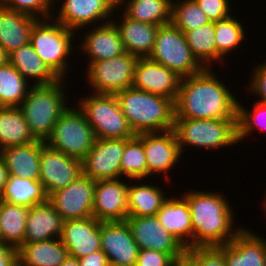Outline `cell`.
<instances>
[{"mask_svg": "<svg viewBox=\"0 0 266 266\" xmlns=\"http://www.w3.org/2000/svg\"><path fill=\"white\" fill-rule=\"evenodd\" d=\"M216 70L205 68L198 74L181 78L174 102L175 118L237 119V93L231 88L232 84L229 85L231 80H224V75L222 80Z\"/></svg>", "mask_w": 266, "mask_h": 266, "instance_id": "1", "label": "cell"}, {"mask_svg": "<svg viewBox=\"0 0 266 266\" xmlns=\"http://www.w3.org/2000/svg\"><path fill=\"white\" fill-rule=\"evenodd\" d=\"M214 191L189 188L187 192L181 193L191 212L193 248L227 244L245 227L235 223V207L226 194Z\"/></svg>", "mask_w": 266, "mask_h": 266, "instance_id": "2", "label": "cell"}, {"mask_svg": "<svg viewBox=\"0 0 266 266\" xmlns=\"http://www.w3.org/2000/svg\"><path fill=\"white\" fill-rule=\"evenodd\" d=\"M116 96L135 135L174 129L173 100L133 87L118 92Z\"/></svg>", "mask_w": 266, "mask_h": 266, "instance_id": "3", "label": "cell"}, {"mask_svg": "<svg viewBox=\"0 0 266 266\" xmlns=\"http://www.w3.org/2000/svg\"><path fill=\"white\" fill-rule=\"evenodd\" d=\"M67 83V80L59 79L47 85H31L28 89L20 109L37 140H47L58 118L71 105L70 101L68 102V99H72L68 94Z\"/></svg>", "mask_w": 266, "mask_h": 266, "instance_id": "4", "label": "cell"}, {"mask_svg": "<svg viewBox=\"0 0 266 266\" xmlns=\"http://www.w3.org/2000/svg\"><path fill=\"white\" fill-rule=\"evenodd\" d=\"M76 38V31L66 28L51 17L48 19H38L34 23L30 36V44L59 79L66 80L68 76L69 80V73H71L70 71L73 72L72 69L74 68L69 61L74 56H80L77 53ZM74 52L77 54L73 55Z\"/></svg>", "mask_w": 266, "mask_h": 266, "instance_id": "5", "label": "cell"}, {"mask_svg": "<svg viewBox=\"0 0 266 266\" xmlns=\"http://www.w3.org/2000/svg\"><path fill=\"white\" fill-rule=\"evenodd\" d=\"M174 130L182 156L186 155L184 152L189 151V147L194 152L195 149L221 152L226 148L231 151V146L239 144L237 119L175 118Z\"/></svg>", "mask_w": 266, "mask_h": 266, "instance_id": "6", "label": "cell"}, {"mask_svg": "<svg viewBox=\"0 0 266 266\" xmlns=\"http://www.w3.org/2000/svg\"><path fill=\"white\" fill-rule=\"evenodd\" d=\"M85 93L72 102L84 113L96 138L130 139L135 136L115 94Z\"/></svg>", "mask_w": 266, "mask_h": 266, "instance_id": "7", "label": "cell"}, {"mask_svg": "<svg viewBox=\"0 0 266 266\" xmlns=\"http://www.w3.org/2000/svg\"><path fill=\"white\" fill-rule=\"evenodd\" d=\"M73 106V107H72ZM94 129L76 104L58 118L45 144L62 153L82 160L96 141Z\"/></svg>", "mask_w": 266, "mask_h": 266, "instance_id": "8", "label": "cell"}, {"mask_svg": "<svg viewBox=\"0 0 266 266\" xmlns=\"http://www.w3.org/2000/svg\"><path fill=\"white\" fill-rule=\"evenodd\" d=\"M149 58L181 78L202 72L205 67L194 56L184 33L172 23L159 26Z\"/></svg>", "mask_w": 266, "mask_h": 266, "instance_id": "9", "label": "cell"}, {"mask_svg": "<svg viewBox=\"0 0 266 266\" xmlns=\"http://www.w3.org/2000/svg\"><path fill=\"white\" fill-rule=\"evenodd\" d=\"M137 60V56L125 52L111 59L89 63L83 75L86 88L90 87L88 92L116 95L132 87Z\"/></svg>", "mask_w": 266, "mask_h": 266, "instance_id": "10", "label": "cell"}, {"mask_svg": "<svg viewBox=\"0 0 266 266\" xmlns=\"http://www.w3.org/2000/svg\"><path fill=\"white\" fill-rule=\"evenodd\" d=\"M143 149L147 161V179H155L156 176L162 175L164 188V185L170 184V179L174 177L170 176L173 175L172 170L176 172L178 166L182 170L179 164L183 163L181 161L184 157L180 152L175 130L143 133Z\"/></svg>", "mask_w": 266, "mask_h": 266, "instance_id": "11", "label": "cell"}, {"mask_svg": "<svg viewBox=\"0 0 266 266\" xmlns=\"http://www.w3.org/2000/svg\"><path fill=\"white\" fill-rule=\"evenodd\" d=\"M116 8L114 0H54L52 18L78 32L111 21Z\"/></svg>", "mask_w": 266, "mask_h": 266, "instance_id": "12", "label": "cell"}, {"mask_svg": "<svg viewBox=\"0 0 266 266\" xmlns=\"http://www.w3.org/2000/svg\"><path fill=\"white\" fill-rule=\"evenodd\" d=\"M125 221L140 250L152 249L168 253L175 260L186 255L187 248L160 224L157 215L127 216Z\"/></svg>", "mask_w": 266, "mask_h": 266, "instance_id": "13", "label": "cell"}, {"mask_svg": "<svg viewBox=\"0 0 266 266\" xmlns=\"http://www.w3.org/2000/svg\"><path fill=\"white\" fill-rule=\"evenodd\" d=\"M95 181L80 175L68 186L48 195V201L64 220L93 216Z\"/></svg>", "mask_w": 266, "mask_h": 266, "instance_id": "14", "label": "cell"}, {"mask_svg": "<svg viewBox=\"0 0 266 266\" xmlns=\"http://www.w3.org/2000/svg\"><path fill=\"white\" fill-rule=\"evenodd\" d=\"M82 29L84 30L77 32V49L80 50L77 52L84 54L83 59L79 61L87 57L85 67L89 63L111 59L125 53L118 28L112 20ZM83 31L85 32L82 33Z\"/></svg>", "mask_w": 266, "mask_h": 266, "instance_id": "15", "label": "cell"}, {"mask_svg": "<svg viewBox=\"0 0 266 266\" xmlns=\"http://www.w3.org/2000/svg\"><path fill=\"white\" fill-rule=\"evenodd\" d=\"M128 140L97 138L82 159L83 174L94 181L121 178V160Z\"/></svg>", "mask_w": 266, "mask_h": 266, "instance_id": "16", "label": "cell"}, {"mask_svg": "<svg viewBox=\"0 0 266 266\" xmlns=\"http://www.w3.org/2000/svg\"><path fill=\"white\" fill-rule=\"evenodd\" d=\"M82 174V160L53 149L43 141L39 181L43 184L47 195L68 186Z\"/></svg>", "mask_w": 266, "mask_h": 266, "instance_id": "17", "label": "cell"}, {"mask_svg": "<svg viewBox=\"0 0 266 266\" xmlns=\"http://www.w3.org/2000/svg\"><path fill=\"white\" fill-rule=\"evenodd\" d=\"M128 184L129 179L122 177L95 181L93 217L101 222L125 221L128 216Z\"/></svg>", "mask_w": 266, "mask_h": 266, "instance_id": "18", "label": "cell"}, {"mask_svg": "<svg viewBox=\"0 0 266 266\" xmlns=\"http://www.w3.org/2000/svg\"><path fill=\"white\" fill-rule=\"evenodd\" d=\"M180 81L181 77L174 71L149 57H138L134 68L133 88L164 96L175 102Z\"/></svg>", "mask_w": 266, "mask_h": 266, "instance_id": "19", "label": "cell"}, {"mask_svg": "<svg viewBox=\"0 0 266 266\" xmlns=\"http://www.w3.org/2000/svg\"><path fill=\"white\" fill-rule=\"evenodd\" d=\"M100 237L109 264L136 265L140 249L126 221L102 222Z\"/></svg>", "mask_w": 266, "mask_h": 266, "instance_id": "20", "label": "cell"}, {"mask_svg": "<svg viewBox=\"0 0 266 266\" xmlns=\"http://www.w3.org/2000/svg\"><path fill=\"white\" fill-rule=\"evenodd\" d=\"M251 229L244 227L229 243L216 247L226 266H266L265 236Z\"/></svg>", "mask_w": 266, "mask_h": 266, "instance_id": "21", "label": "cell"}, {"mask_svg": "<svg viewBox=\"0 0 266 266\" xmlns=\"http://www.w3.org/2000/svg\"><path fill=\"white\" fill-rule=\"evenodd\" d=\"M101 223L93 216L64 221L60 240L70 257L80 259L101 250Z\"/></svg>", "mask_w": 266, "mask_h": 266, "instance_id": "22", "label": "cell"}, {"mask_svg": "<svg viewBox=\"0 0 266 266\" xmlns=\"http://www.w3.org/2000/svg\"><path fill=\"white\" fill-rule=\"evenodd\" d=\"M112 21L118 28L125 52L137 57H149L155 44L158 25L133 20L119 7L115 9Z\"/></svg>", "mask_w": 266, "mask_h": 266, "instance_id": "23", "label": "cell"}, {"mask_svg": "<svg viewBox=\"0 0 266 266\" xmlns=\"http://www.w3.org/2000/svg\"><path fill=\"white\" fill-rule=\"evenodd\" d=\"M156 215L160 224L187 249L193 248L191 212L187 200L180 193L176 196L169 192V197Z\"/></svg>", "mask_w": 266, "mask_h": 266, "instance_id": "24", "label": "cell"}, {"mask_svg": "<svg viewBox=\"0 0 266 266\" xmlns=\"http://www.w3.org/2000/svg\"><path fill=\"white\" fill-rule=\"evenodd\" d=\"M150 180L149 182V179H129L128 216H154L169 197L168 190L164 191L159 186L160 182L156 185L155 181H152L154 179Z\"/></svg>", "mask_w": 266, "mask_h": 266, "instance_id": "25", "label": "cell"}, {"mask_svg": "<svg viewBox=\"0 0 266 266\" xmlns=\"http://www.w3.org/2000/svg\"><path fill=\"white\" fill-rule=\"evenodd\" d=\"M64 221L48 200L29 208L24 243L60 238Z\"/></svg>", "mask_w": 266, "mask_h": 266, "instance_id": "26", "label": "cell"}, {"mask_svg": "<svg viewBox=\"0 0 266 266\" xmlns=\"http://www.w3.org/2000/svg\"><path fill=\"white\" fill-rule=\"evenodd\" d=\"M43 141L37 140L28 144L7 147L0 151L9 175L39 180L40 155Z\"/></svg>", "mask_w": 266, "mask_h": 266, "instance_id": "27", "label": "cell"}, {"mask_svg": "<svg viewBox=\"0 0 266 266\" xmlns=\"http://www.w3.org/2000/svg\"><path fill=\"white\" fill-rule=\"evenodd\" d=\"M37 20L0 3V45L8 54L30 43L31 31Z\"/></svg>", "mask_w": 266, "mask_h": 266, "instance_id": "28", "label": "cell"}, {"mask_svg": "<svg viewBox=\"0 0 266 266\" xmlns=\"http://www.w3.org/2000/svg\"><path fill=\"white\" fill-rule=\"evenodd\" d=\"M9 62L31 85H47L59 80L30 43L11 52Z\"/></svg>", "mask_w": 266, "mask_h": 266, "instance_id": "29", "label": "cell"}, {"mask_svg": "<svg viewBox=\"0 0 266 266\" xmlns=\"http://www.w3.org/2000/svg\"><path fill=\"white\" fill-rule=\"evenodd\" d=\"M68 256L60 238L24 243L18 249V261L23 266H59Z\"/></svg>", "mask_w": 266, "mask_h": 266, "instance_id": "30", "label": "cell"}, {"mask_svg": "<svg viewBox=\"0 0 266 266\" xmlns=\"http://www.w3.org/2000/svg\"><path fill=\"white\" fill-rule=\"evenodd\" d=\"M190 50L197 60L205 68L223 67L227 60H224L216 50L215 43V22H209L196 29L184 33ZM216 65V66H215Z\"/></svg>", "mask_w": 266, "mask_h": 266, "instance_id": "31", "label": "cell"}, {"mask_svg": "<svg viewBox=\"0 0 266 266\" xmlns=\"http://www.w3.org/2000/svg\"><path fill=\"white\" fill-rule=\"evenodd\" d=\"M35 141L20 107H0V151Z\"/></svg>", "mask_w": 266, "mask_h": 266, "instance_id": "32", "label": "cell"}, {"mask_svg": "<svg viewBox=\"0 0 266 266\" xmlns=\"http://www.w3.org/2000/svg\"><path fill=\"white\" fill-rule=\"evenodd\" d=\"M0 200L31 208L48 200V195L39 180L9 175Z\"/></svg>", "mask_w": 266, "mask_h": 266, "instance_id": "33", "label": "cell"}, {"mask_svg": "<svg viewBox=\"0 0 266 266\" xmlns=\"http://www.w3.org/2000/svg\"><path fill=\"white\" fill-rule=\"evenodd\" d=\"M233 13L231 16L226 19L216 21L215 22V43L217 53L225 60L228 57L232 58V53L234 52L236 55V51L238 49L241 50L243 48L245 42L247 41V33L245 28V23L241 19L239 15ZM246 33V34H245ZM243 43V44H242ZM242 45V47H241ZM241 47V48H240ZM231 53V55H230Z\"/></svg>", "mask_w": 266, "mask_h": 266, "instance_id": "34", "label": "cell"}, {"mask_svg": "<svg viewBox=\"0 0 266 266\" xmlns=\"http://www.w3.org/2000/svg\"><path fill=\"white\" fill-rule=\"evenodd\" d=\"M29 208L0 200V233L4 243L19 249L24 244Z\"/></svg>", "mask_w": 266, "mask_h": 266, "instance_id": "35", "label": "cell"}, {"mask_svg": "<svg viewBox=\"0 0 266 266\" xmlns=\"http://www.w3.org/2000/svg\"><path fill=\"white\" fill-rule=\"evenodd\" d=\"M119 8L133 20L158 26L171 23L172 0H126Z\"/></svg>", "mask_w": 266, "mask_h": 266, "instance_id": "36", "label": "cell"}, {"mask_svg": "<svg viewBox=\"0 0 266 266\" xmlns=\"http://www.w3.org/2000/svg\"><path fill=\"white\" fill-rule=\"evenodd\" d=\"M30 86L10 62L0 66V107H20Z\"/></svg>", "mask_w": 266, "mask_h": 266, "instance_id": "37", "label": "cell"}, {"mask_svg": "<svg viewBox=\"0 0 266 266\" xmlns=\"http://www.w3.org/2000/svg\"><path fill=\"white\" fill-rule=\"evenodd\" d=\"M253 107L246 108L244 103L238 99L237 127L238 143L243 144L254 132L266 133V104L253 100ZM260 132H257V131ZM247 138V139H246Z\"/></svg>", "mask_w": 266, "mask_h": 266, "instance_id": "38", "label": "cell"}, {"mask_svg": "<svg viewBox=\"0 0 266 266\" xmlns=\"http://www.w3.org/2000/svg\"><path fill=\"white\" fill-rule=\"evenodd\" d=\"M121 177L147 179V161L143 149V133L130 138L121 160Z\"/></svg>", "mask_w": 266, "mask_h": 266, "instance_id": "39", "label": "cell"}, {"mask_svg": "<svg viewBox=\"0 0 266 266\" xmlns=\"http://www.w3.org/2000/svg\"><path fill=\"white\" fill-rule=\"evenodd\" d=\"M211 22L194 0H172L171 23L183 33Z\"/></svg>", "mask_w": 266, "mask_h": 266, "instance_id": "40", "label": "cell"}, {"mask_svg": "<svg viewBox=\"0 0 266 266\" xmlns=\"http://www.w3.org/2000/svg\"><path fill=\"white\" fill-rule=\"evenodd\" d=\"M0 3L37 19L51 18L54 13V0H0Z\"/></svg>", "mask_w": 266, "mask_h": 266, "instance_id": "41", "label": "cell"}, {"mask_svg": "<svg viewBox=\"0 0 266 266\" xmlns=\"http://www.w3.org/2000/svg\"><path fill=\"white\" fill-rule=\"evenodd\" d=\"M253 65L255 67L250 68L251 72L248 73L250 76L249 82H247L248 84L245 85V88L244 86L242 88L246 89L244 91V93L246 92V97H248L247 93L251 94L249 96L255 97L254 100L257 102L266 104V60L264 58V61L260 64L255 61Z\"/></svg>", "mask_w": 266, "mask_h": 266, "instance_id": "42", "label": "cell"}, {"mask_svg": "<svg viewBox=\"0 0 266 266\" xmlns=\"http://www.w3.org/2000/svg\"><path fill=\"white\" fill-rule=\"evenodd\" d=\"M186 256L196 266H226L223 254L216 247L189 248Z\"/></svg>", "mask_w": 266, "mask_h": 266, "instance_id": "43", "label": "cell"}, {"mask_svg": "<svg viewBox=\"0 0 266 266\" xmlns=\"http://www.w3.org/2000/svg\"><path fill=\"white\" fill-rule=\"evenodd\" d=\"M211 22L220 21L237 12L232 0H194Z\"/></svg>", "mask_w": 266, "mask_h": 266, "instance_id": "44", "label": "cell"}, {"mask_svg": "<svg viewBox=\"0 0 266 266\" xmlns=\"http://www.w3.org/2000/svg\"><path fill=\"white\" fill-rule=\"evenodd\" d=\"M175 259L168 253L147 249L139 250L135 266H174Z\"/></svg>", "mask_w": 266, "mask_h": 266, "instance_id": "45", "label": "cell"}, {"mask_svg": "<svg viewBox=\"0 0 266 266\" xmlns=\"http://www.w3.org/2000/svg\"><path fill=\"white\" fill-rule=\"evenodd\" d=\"M18 262V249L0 243V266H15Z\"/></svg>", "mask_w": 266, "mask_h": 266, "instance_id": "46", "label": "cell"}, {"mask_svg": "<svg viewBox=\"0 0 266 266\" xmlns=\"http://www.w3.org/2000/svg\"><path fill=\"white\" fill-rule=\"evenodd\" d=\"M80 266H109L106 254L103 250H99L78 259Z\"/></svg>", "mask_w": 266, "mask_h": 266, "instance_id": "47", "label": "cell"}, {"mask_svg": "<svg viewBox=\"0 0 266 266\" xmlns=\"http://www.w3.org/2000/svg\"><path fill=\"white\" fill-rule=\"evenodd\" d=\"M9 173L4 160L0 157V196L3 194Z\"/></svg>", "mask_w": 266, "mask_h": 266, "instance_id": "48", "label": "cell"}, {"mask_svg": "<svg viewBox=\"0 0 266 266\" xmlns=\"http://www.w3.org/2000/svg\"><path fill=\"white\" fill-rule=\"evenodd\" d=\"M174 266H196L186 255L176 259Z\"/></svg>", "mask_w": 266, "mask_h": 266, "instance_id": "49", "label": "cell"}, {"mask_svg": "<svg viewBox=\"0 0 266 266\" xmlns=\"http://www.w3.org/2000/svg\"><path fill=\"white\" fill-rule=\"evenodd\" d=\"M8 62H9V54L0 45V66L5 65Z\"/></svg>", "mask_w": 266, "mask_h": 266, "instance_id": "50", "label": "cell"}, {"mask_svg": "<svg viewBox=\"0 0 266 266\" xmlns=\"http://www.w3.org/2000/svg\"><path fill=\"white\" fill-rule=\"evenodd\" d=\"M59 266H80L78 259L68 256L67 259L62 262Z\"/></svg>", "mask_w": 266, "mask_h": 266, "instance_id": "51", "label": "cell"}, {"mask_svg": "<svg viewBox=\"0 0 266 266\" xmlns=\"http://www.w3.org/2000/svg\"><path fill=\"white\" fill-rule=\"evenodd\" d=\"M262 202V212H264V215L266 216V197L264 196V199H263V201H261Z\"/></svg>", "mask_w": 266, "mask_h": 266, "instance_id": "52", "label": "cell"}, {"mask_svg": "<svg viewBox=\"0 0 266 266\" xmlns=\"http://www.w3.org/2000/svg\"><path fill=\"white\" fill-rule=\"evenodd\" d=\"M126 0H114L116 7H119Z\"/></svg>", "mask_w": 266, "mask_h": 266, "instance_id": "53", "label": "cell"}, {"mask_svg": "<svg viewBox=\"0 0 266 266\" xmlns=\"http://www.w3.org/2000/svg\"><path fill=\"white\" fill-rule=\"evenodd\" d=\"M109 266H128V265L109 264Z\"/></svg>", "mask_w": 266, "mask_h": 266, "instance_id": "54", "label": "cell"}, {"mask_svg": "<svg viewBox=\"0 0 266 266\" xmlns=\"http://www.w3.org/2000/svg\"><path fill=\"white\" fill-rule=\"evenodd\" d=\"M15 266H23V265L18 261Z\"/></svg>", "mask_w": 266, "mask_h": 266, "instance_id": "55", "label": "cell"}, {"mask_svg": "<svg viewBox=\"0 0 266 266\" xmlns=\"http://www.w3.org/2000/svg\"><path fill=\"white\" fill-rule=\"evenodd\" d=\"M3 239H2V236H1V233H0V243H3Z\"/></svg>", "mask_w": 266, "mask_h": 266, "instance_id": "56", "label": "cell"}]
</instances>
